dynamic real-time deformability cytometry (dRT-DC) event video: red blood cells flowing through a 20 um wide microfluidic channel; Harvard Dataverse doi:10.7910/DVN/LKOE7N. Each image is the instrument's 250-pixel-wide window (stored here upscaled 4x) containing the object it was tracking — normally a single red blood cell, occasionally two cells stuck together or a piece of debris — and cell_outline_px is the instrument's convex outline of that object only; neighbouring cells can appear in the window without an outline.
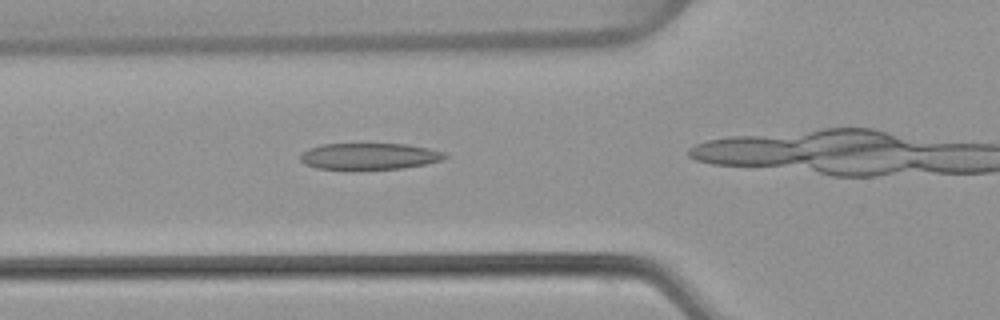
{"species": "common noctule bat (a hibernating species)", "species_latin": "Nyctalus noctula", "temperature_condition": "warm", "stored_images_in_passage": 13, "camera_frame_rate_fps": 3000, "um_per_image_px": 0.085, "animal": {"sex": "female", "body_mass_g": 22.7, "forearm_length_mm": 54.2}, "frame": {"image": 1, "passage_image": 4, "time_ms": 1.0, "image_size_px": [1000, 320], "cell_outline_px": [[448, 156], [444, 160], [404, 168], [344, 172], [316, 168], [304, 164], [300, 160], [300, 156], [308, 148], [324, 144], [408, 144], [428, 148], [444, 152]], "centroid_in_image_um": [31.36, 13.33], "position_along_channel_um": 94.4, "area_um2": 23.18}}